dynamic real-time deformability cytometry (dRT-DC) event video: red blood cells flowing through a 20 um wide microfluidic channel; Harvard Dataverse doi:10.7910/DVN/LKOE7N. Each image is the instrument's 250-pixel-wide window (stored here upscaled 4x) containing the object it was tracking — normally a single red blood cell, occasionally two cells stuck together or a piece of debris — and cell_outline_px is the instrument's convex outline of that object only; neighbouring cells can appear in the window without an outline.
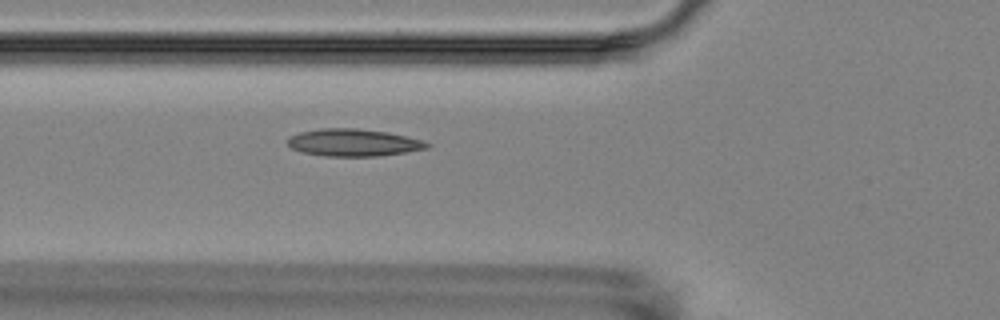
{"species": "Egyptian fruit bat (a non-hibernating species)", "species_latin": "Rousettus aegyptiacus", "temperature_condition": "room temperature", "stored_images_in_passage": 6, "camera_frame_rate_fps": 3000, "um_per_image_px": 0.085, "animal": {"sex": "female"}, "frame": {"image": 1, "passage_image": 6, "time_ms": 5.667, "image_size_px": [1000, 320], "cell_outline_px": [[432, 144], [428, 148], [404, 152], [376, 156], [324, 156], [304, 152], [292, 148], [288, 144], [288, 140], [292, 136], [300, 132], [320, 128], [356, 128], [388, 132], [424, 140]], "centroid_in_image_um": [30.08, 12.11], "position_along_channel_um": 95.7, "area_um2": 22.02}}